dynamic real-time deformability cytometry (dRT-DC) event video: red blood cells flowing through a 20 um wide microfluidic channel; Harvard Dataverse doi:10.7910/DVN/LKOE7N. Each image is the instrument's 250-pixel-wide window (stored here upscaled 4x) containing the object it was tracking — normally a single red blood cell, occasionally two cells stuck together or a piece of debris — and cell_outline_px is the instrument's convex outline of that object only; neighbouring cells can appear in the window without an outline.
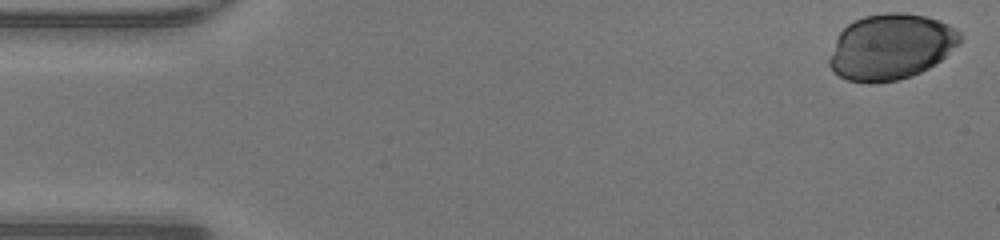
{"species": "human", "species_latin": "Homo sapiens", "temperature_condition": "warm", "stored_images_in_passage": 43, "camera_frame_rate_fps": 3000, "um_per_image_px": 0.085, "donor": {"sex": "male"}, "frame": {"image": 1, "passage_image": 1, "time_ms": 0.0, "image_size_px": [1000, 240], "cell_outline_px": [[960, 40], [940, 60], [928, 68], [912, 76], [896, 80], [872, 84], [868, 84], [848, 80], [840, 76], [828, 64], [828, 60], [836, 36], [848, 24], [864, 16], [884, 12], [900, 12], [924, 16], [948, 24], [960, 32]], "centroid_in_image_um": [75.67, 3.98], "position_along_channel_um": 9.3, "area_um2": 49.77}}
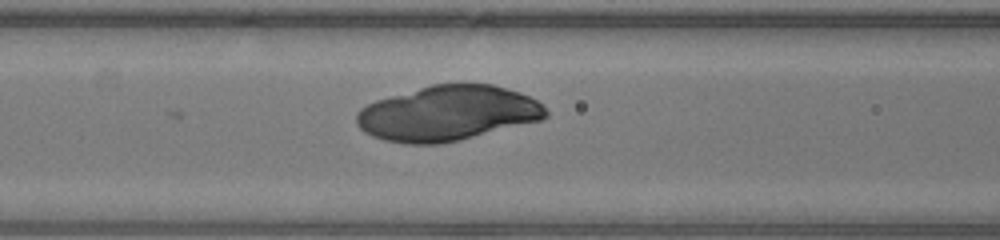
{"frame": {"image": 2, "passage_image": 19, "time_ms": 6.0, "image_size_px": [1000, 240], "cell_outline_px": [[548, 116], [540, 120], [460, 140], [440, 144], [404, 144], [384, 140], [372, 136], [364, 132], [356, 124], [356, 112], [360, 108], [376, 100], [432, 84], [492, 84], [520, 92], [544, 104], [548, 112]], "centroid_in_image_um": [38.04, 9.64], "position_along_channel_um": 128.6, "area_um2": 60.81}}
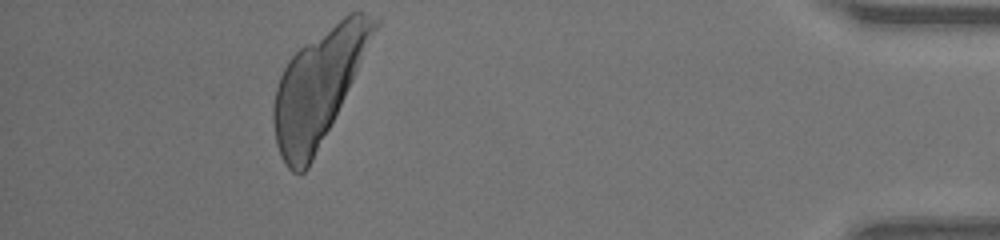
{"frame": {"image": 3, "passage_image": 43, "time_ms": 14.0, "image_size_px": [1000, 240], "cell_outline_px": [[380, 24], [308, 168], [304, 172], [292, 172], [284, 164], [280, 156], [276, 144], [272, 120], [272, 108], [276, 88], [280, 76], [288, 60], [304, 44], [348, 12], [364, 12], [380, 16]], "centroid_in_image_um": [27.04, 7.33], "position_along_channel_um": 408.2, "area_um2": 65.2}}